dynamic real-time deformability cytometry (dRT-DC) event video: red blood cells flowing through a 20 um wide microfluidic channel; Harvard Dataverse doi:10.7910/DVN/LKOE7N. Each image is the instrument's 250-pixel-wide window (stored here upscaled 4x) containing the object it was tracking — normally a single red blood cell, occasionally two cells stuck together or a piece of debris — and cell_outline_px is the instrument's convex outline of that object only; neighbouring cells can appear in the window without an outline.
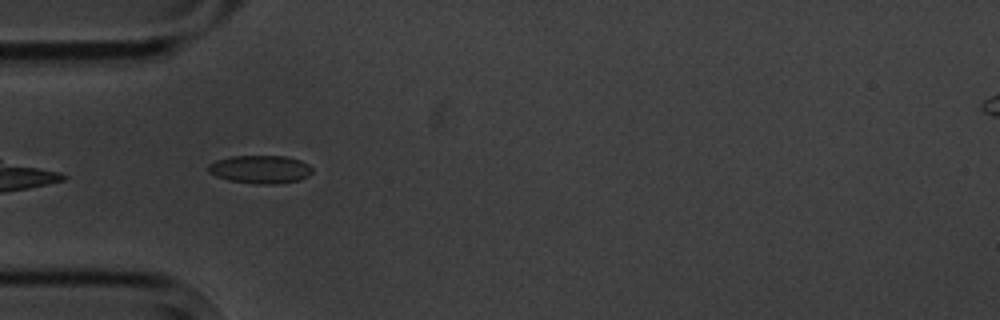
{"species": "common noctule bat (a hibernating species)", "species_latin": "Nyctalus noctula", "temperature_condition": "cold", "stored_images_in_passage": 6, "camera_frame_rate_fps": 3000, "um_per_image_px": 0.085, "animal": {"sex": "male", "body_mass_g": 20.1, "forearm_length_mm": 53.5}, "frame": {"image": 1, "passage_image": 1, "time_ms": 0.0, "image_size_px": [1000, 320], "cell_outline_px": [[312, 172], [308, 176], [300, 180], [276, 184], [256, 184], [228, 180], [216, 176], [208, 172], [208, 164], [216, 160], [232, 156], [284, 156], [300, 160], [308, 164], [312, 168]], "centroid_in_image_um": [22.12, 14.4], "position_along_channel_um": 62.9, "area_um2": 17.11}}
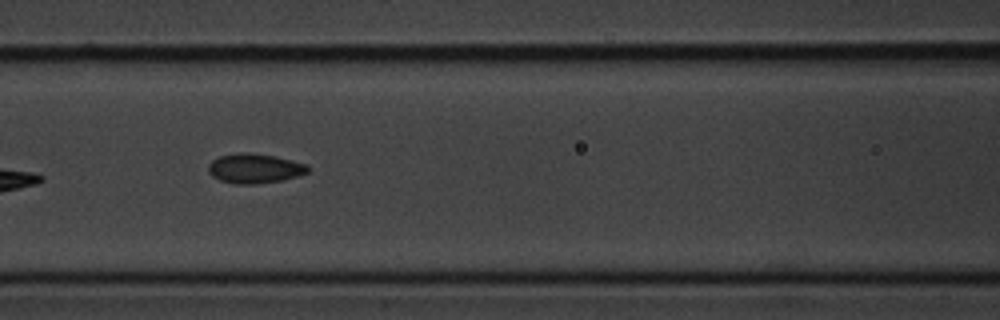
{"frame": {"image": 2, "passage_image": 3, "time_ms": 2.333, "image_size_px": [1000, 320], "cell_outline_px": [[308, 172], [296, 176], [280, 180], [256, 184], [236, 184], [220, 180], [212, 176], [208, 172], [208, 164], [212, 160], [220, 156], [236, 152], [252, 152], [276, 156], [308, 164]], "centroid_in_image_um": [21.62, 14.3], "position_along_channel_um": 145.0, "area_um2": 17.28}}
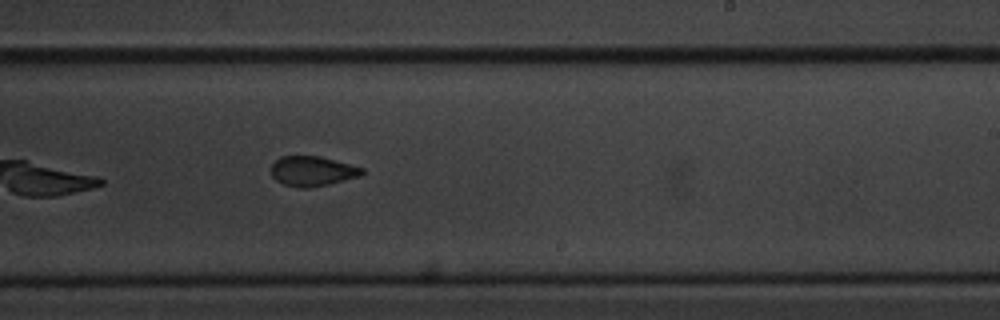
{"frame": {"image": 3, "passage_image": 6, "time_ms": 5.667, "image_size_px": [1000, 320], "cell_outline_px": [[364, 172], [360, 176], [328, 184], [308, 188], [300, 188], [284, 184], [276, 180], [272, 176], [272, 164], [280, 156], [320, 156], [364, 168]], "centroid_in_image_um": [26.55, 14.54], "position_along_channel_um": 262.5, "area_um2": 15.72}}